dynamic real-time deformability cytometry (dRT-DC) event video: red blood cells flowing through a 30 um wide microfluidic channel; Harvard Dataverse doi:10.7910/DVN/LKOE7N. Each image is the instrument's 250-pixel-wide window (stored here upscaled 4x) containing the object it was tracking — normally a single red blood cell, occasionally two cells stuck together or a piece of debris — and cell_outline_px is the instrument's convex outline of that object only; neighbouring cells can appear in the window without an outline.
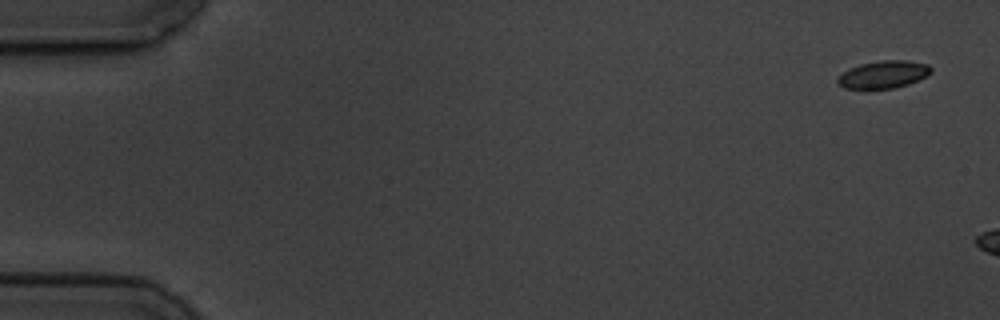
{"species": "common noctule bat (a hibernating species)", "species_latin": "Nyctalus noctula", "temperature_condition": "cold", "stored_images_in_passage": 3, "camera_frame_rate_fps": 3000, "um_per_image_px": 0.085, "animal": {"sex": "male", "body_mass_g": 19.5, "forearm_length_mm": 54.6}, "frame": {"image": 1, "passage_image": 1, "time_ms": 0.0, "image_size_px": [1000, 320], "cell_outline_px": [[932, 72], [928, 76], [908, 84], [892, 88], [868, 92], [844, 88], [836, 80], [848, 68], [860, 64], [880, 60], [904, 60], [928, 64], [932, 68]], "centroid_in_image_um": [75.07, 6.37], "position_along_channel_um": 9.9, "area_um2": 15.55}}